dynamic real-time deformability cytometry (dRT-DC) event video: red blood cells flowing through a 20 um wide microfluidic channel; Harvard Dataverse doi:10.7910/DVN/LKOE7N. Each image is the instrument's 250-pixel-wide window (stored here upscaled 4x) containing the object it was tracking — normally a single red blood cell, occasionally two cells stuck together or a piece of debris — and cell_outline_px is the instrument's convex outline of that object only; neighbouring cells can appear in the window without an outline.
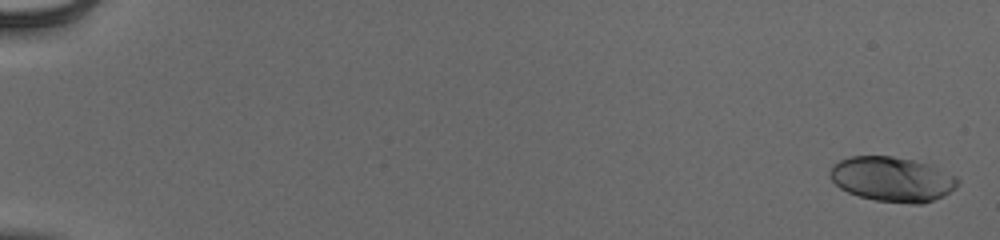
{"species": "human", "species_latin": "Homo sapiens", "temperature_condition": "cold", "stored_images_in_passage": 56, "camera_frame_rate_fps": 3000, "um_per_image_px": 0.085, "donor": {"sex": "male"}, "frame": {"image": 1, "passage_image": 2, "time_ms": 0.333, "image_size_px": [1000, 240], "cell_outline_px": [[960, 180], [956, 188], [944, 196], [924, 204], [912, 204], [876, 200], [860, 196], [848, 192], [840, 188], [832, 180], [828, 172], [832, 164], [848, 156], [892, 156], [912, 160], [928, 164], [956, 176]], "centroid_in_image_um": [75.84, 15.23], "position_along_channel_um": 9.2, "area_um2": 33.47}}
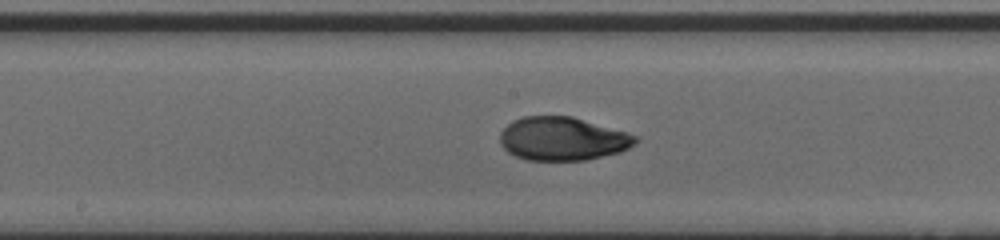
{"frame": {"image": 2, "passage_image": 32, "time_ms": 10.333, "image_size_px": [1000, 240], "cell_outline_px": [[640, 140], [636, 144], [620, 152], [584, 160], [528, 160], [516, 156], [508, 152], [500, 144], [500, 132], [512, 120], [524, 116], [572, 116], [628, 132], [640, 136]], "centroid_in_image_um": [47.85, 11.78], "position_along_channel_um": 200.3, "area_um2": 34.51}}
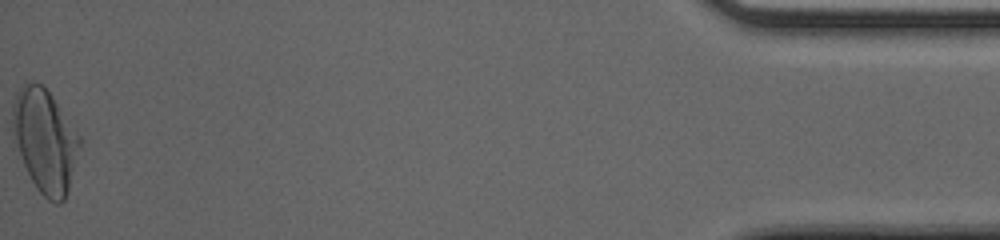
{"frame": {"image": 3, "passage_image": 56, "time_ms": 18.333, "image_size_px": [1000, 240], "cell_outline_px": [[80, 144], [68, 188], [64, 200], [60, 204], [56, 204], [48, 200], [36, 188], [24, 164], [12, 132], [12, 104], [16, 92], [24, 84], [32, 80], [40, 84], [52, 96], [80, 136]], "centroid_in_image_um": [3.8, 11.94], "position_along_channel_um": 431.4, "area_um2": 39.65}, "authors_computed_cell_mechanics": {"area_um2": 33.9286, "velocity_mm_per_s": 3.9395, "shape_relaxation_time_tau1_ms": 4.7028, "shape_relaxation_time_tau2_ms": 0.6954, "deformation_change_tau1": 0.2136, "deformation_change_tau2": 0.0379}}